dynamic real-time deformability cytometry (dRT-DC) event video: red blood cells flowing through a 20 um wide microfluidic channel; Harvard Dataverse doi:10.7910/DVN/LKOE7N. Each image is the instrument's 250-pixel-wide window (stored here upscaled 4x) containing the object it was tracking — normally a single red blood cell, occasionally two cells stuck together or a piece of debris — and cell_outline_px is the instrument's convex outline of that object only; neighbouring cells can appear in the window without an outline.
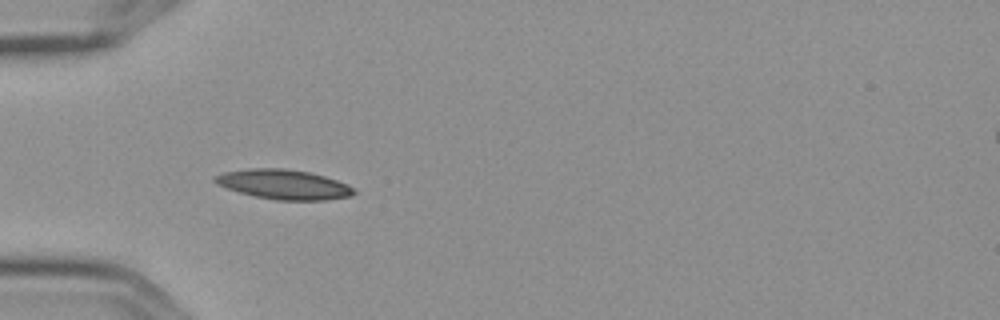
{"species": "Egyptian fruit bat (a non-hibernating species)", "species_latin": "Rousettus aegyptiacus", "temperature_condition": "cold", "stored_images_in_passage": 3, "camera_frame_rate_fps": 3000, "um_per_image_px": 0.085, "frame": {"image": 1, "passage_image": 2, "time_ms": 0.333, "image_size_px": [1000, 320], "cell_outline_px": [[356, 192], [352, 196], [324, 200], [276, 200], [256, 196], [240, 192], [216, 184], [212, 180], [212, 176], [224, 172], [248, 168], [284, 168], [308, 172], [324, 176], [348, 184]], "centroid_in_image_um": [24.09, 15.67], "position_along_channel_um": 60.9, "area_um2": 23.99}}
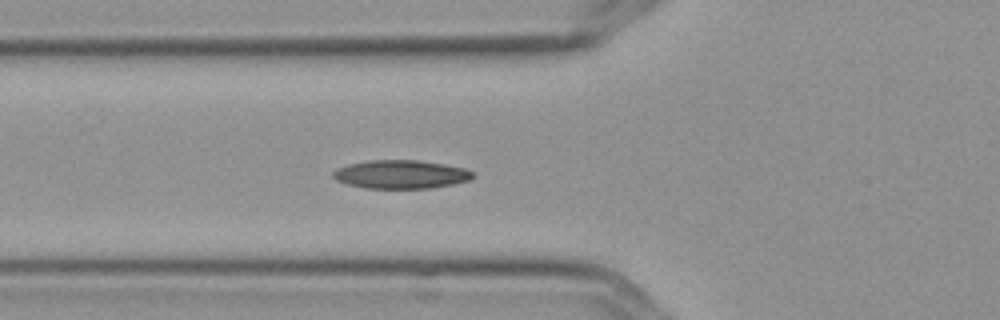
{"frame": {"image": 2, "passage_image": 3, "time_ms": 0.667, "image_size_px": [1000, 320], "cell_outline_px": [[476, 176], [468, 180], [452, 184], [428, 188], [364, 188], [348, 184], [336, 180], [332, 176], [332, 172], [336, 168], [348, 164], [368, 160], [416, 160], [444, 164], [464, 168], [476, 172]], "centroid_in_image_um": [34.06, 14.81], "position_along_channel_um": 91.7, "area_um2": 23.24}}